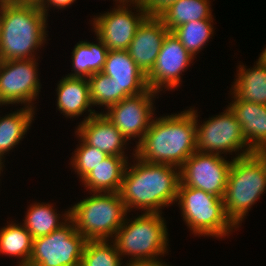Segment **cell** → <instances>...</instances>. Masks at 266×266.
I'll return each mask as SVG.
<instances>
[{"instance_id": "obj_19", "label": "cell", "mask_w": 266, "mask_h": 266, "mask_svg": "<svg viewBox=\"0 0 266 266\" xmlns=\"http://www.w3.org/2000/svg\"><path fill=\"white\" fill-rule=\"evenodd\" d=\"M57 108L60 113L69 118L78 117L88 111V116L93 117L98 114L93 108L90 100L89 82L87 78L62 77L57 88Z\"/></svg>"}, {"instance_id": "obj_8", "label": "cell", "mask_w": 266, "mask_h": 266, "mask_svg": "<svg viewBox=\"0 0 266 266\" xmlns=\"http://www.w3.org/2000/svg\"><path fill=\"white\" fill-rule=\"evenodd\" d=\"M189 110L196 118V151L217 155H232V152H238L236 158L254 153L242 134L240 123L229 107L221 114L208 118L201 125H198L197 110H194V107Z\"/></svg>"}, {"instance_id": "obj_17", "label": "cell", "mask_w": 266, "mask_h": 266, "mask_svg": "<svg viewBox=\"0 0 266 266\" xmlns=\"http://www.w3.org/2000/svg\"><path fill=\"white\" fill-rule=\"evenodd\" d=\"M76 133L88 145L98 148L107 155L127 157L124 155V150L128 140L102 113L82 121Z\"/></svg>"}, {"instance_id": "obj_5", "label": "cell", "mask_w": 266, "mask_h": 266, "mask_svg": "<svg viewBox=\"0 0 266 266\" xmlns=\"http://www.w3.org/2000/svg\"><path fill=\"white\" fill-rule=\"evenodd\" d=\"M127 217L110 240L121 258L129 255V263L153 262L168 253V229L161 213H143L133 220Z\"/></svg>"}, {"instance_id": "obj_34", "label": "cell", "mask_w": 266, "mask_h": 266, "mask_svg": "<svg viewBox=\"0 0 266 266\" xmlns=\"http://www.w3.org/2000/svg\"><path fill=\"white\" fill-rule=\"evenodd\" d=\"M43 0H9L13 4H25V5H36L40 6Z\"/></svg>"}, {"instance_id": "obj_28", "label": "cell", "mask_w": 266, "mask_h": 266, "mask_svg": "<svg viewBox=\"0 0 266 266\" xmlns=\"http://www.w3.org/2000/svg\"><path fill=\"white\" fill-rule=\"evenodd\" d=\"M110 240H87L82 253L81 266H121L122 258ZM124 266V265H122Z\"/></svg>"}, {"instance_id": "obj_23", "label": "cell", "mask_w": 266, "mask_h": 266, "mask_svg": "<svg viewBox=\"0 0 266 266\" xmlns=\"http://www.w3.org/2000/svg\"><path fill=\"white\" fill-rule=\"evenodd\" d=\"M34 113V109L23 106L13 113L0 117V160L2 162L5 159L4 155L24 138L31 127L32 120L34 121Z\"/></svg>"}, {"instance_id": "obj_11", "label": "cell", "mask_w": 266, "mask_h": 266, "mask_svg": "<svg viewBox=\"0 0 266 266\" xmlns=\"http://www.w3.org/2000/svg\"><path fill=\"white\" fill-rule=\"evenodd\" d=\"M232 160L196 151L180 167V184L224 198Z\"/></svg>"}, {"instance_id": "obj_4", "label": "cell", "mask_w": 266, "mask_h": 266, "mask_svg": "<svg viewBox=\"0 0 266 266\" xmlns=\"http://www.w3.org/2000/svg\"><path fill=\"white\" fill-rule=\"evenodd\" d=\"M265 191L266 152L233 157L223 199L226 215L237 228Z\"/></svg>"}, {"instance_id": "obj_22", "label": "cell", "mask_w": 266, "mask_h": 266, "mask_svg": "<svg viewBox=\"0 0 266 266\" xmlns=\"http://www.w3.org/2000/svg\"><path fill=\"white\" fill-rule=\"evenodd\" d=\"M98 43L79 41L72 53V72L66 76L89 78L95 73L102 72L108 55V48L97 37Z\"/></svg>"}, {"instance_id": "obj_3", "label": "cell", "mask_w": 266, "mask_h": 266, "mask_svg": "<svg viewBox=\"0 0 266 266\" xmlns=\"http://www.w3.org/2000/svg\"><path fill=\"white\" fill-rule=\"evenodd\" d=\"M47 19L39 6L2 2L0 60L35 59L47 40Z\"/></svg>"}, {"instance_id": "obj_27", "label": "cell", "mask_w": 266, "mask_h": 266, "mask_svg": "<svg viewBox=\"0 0 266 266\" xmlns=\"http://www.w3.org/2000/svg\"><path fill=\"white\" fill-rule=\"evenodd\" d=\"M213 20L214 18L211 17L205 20L190 21L174 28L171 32L195 58L213 36Z\"/></svg>"}, {"instance_id": "obj_9", "label": "cell", "mask_w": 266, "mask_h": 266, "mask_svg": "<svg viewBox=\"0 0 266 266\" xmlns=\"http://www.w3.org/2000/svg\"><path fill=\"white\" fill-rule=\"evenodd\" d=\"M86 241L68 219L59 229L33 239L27 266H81Z\"/></svg>"}, {"instance_id": "obj_16", "label": "cell", "mask_w": 266, "mask_h": 266, "mask_svg": "<svg viewBox=\"0 0 266 266\" xmlns=\"http://www.w3.org/2000/svg\"><path fill=\"white\" fill-rule=\"evenodd\" d=\"M102 72L113 78L117 84V102L142 94L149 89L146 75L133 61L127 50H108Z\"/></svg>"}, {"instance_id": "obj_15", "label": "cell", "mask_w": 266, "mask_h": 266, "mask_svg": "<svg viewBox=\"0 0 266 266\" xmlns=\"http://www.w3.org/2000/svg\"><path fill=\"white\" fill-rule=\"evenodd\" d=\"M168 32L162 20L156 16H147L137 28L127 51L145 75L154 67Z\"/></svg>"}, {"instance_id": "obj_30", "label": "cell", "mask_w": 266, "mask_h": 266, "mask_svg": "<svg viewBox=\"0 0 266 266\" xmlns=\"http://www.w3.org/2000/svg\"><path fill=\"white\" fill-rule=\"evenodd\" d=\"M92 105L105 106V110L117 103V84L103 72L88 78Z\"/></svg>"}, {"instance_id": "obj_31", "label": "cell", "mask_w": 266, "mask_h": 266, "mask_svg": "<svg viewBox=\"0 0 266 266\" xmlns=\"http://www.w3.org/2000/svg\"><path fill=\"white\" fill-rule=\"evenodd\" d=\"M176 1L178 0H144L141 7L146 12L147 16L158 17Z\"/></svg>"}, {"instance_id": "obj_26", "label": "cell", "mask_w": 266, "mask_h": 266, "mask_svg": "<svg viewBox=\"0 0 266 266\" xmlns=\"http://www.w3.org/2000/svg\"><path fill=\"white\" fill-rule=\"evenodd\" d=\"M0 229V254L19 258L17 266H27L32 254L33 238L23 224L14 221Z\"/></svg>"}, {"instance_id": "obj_2", "label": "cell", "mask_w": 266, "mask_h": 266, "mask_svg": "<svg viewBox=\"0 0 266 266\" xmlns=\"http://www.w3.org/2000/svg\"><path fill=\"white\" fill-rule=\"evenodd\" d=\"M135 152V153H134ZM196 152V118L188 109L154 118L133 155L148 163L180 168Z\"/></svg>"}, {"instance_id": "obj_14", "label": "cell", "mask_w": 266, "mask_h": 266, "mask_svg": "<svg viewBox=\"0 0 266 266\" xmlns=\"http://www.w3.org/2000/svg\"><path fill=\"white\" fill-rule=\"evenodd\" d=\"M194 57L172 33L168 32L152 70L146 75L148 87L157 92L174 90L182 82L181 74Z\"/></svg>"}, {"instance_id": "obj_18", "label": "cell", "mask_w": 266, "mask_h": 266, "mask_svg": "<svg viewBox=\"0 0 266 266\" xmlns=\"http://www.w3.org/2000/svg\"><path fill=\"white\" fill-rule=\"evenodd\" d=\"M228 106L240 123L242 134L254 152H266V105L243 101L231 93Z\"/></svg>"}, {"instance_id": "obj_24", "label": "cell", "mask_w": 266, "mask_h": 266, "mask_svg": "<svg viewBox=\"0 0 266 266\" xmlns=\"http://www.w3.org/2000/svg\"><path fill=\"white\" fill-rule=\"evenodd\" d=\"M210 2V0H178L158 17L171 32L174 28L187 22L213 17Z\"/></svg>"}, {"instance_id": "obj_29", "label": "cell", "mask_w": 266, "mask_h": 266, "mask_svg": "<svg viewBox=\"0 0 266 266\" xmlns=\"http://www.w3.org/2000/svg\"><path fill=\"white\" fill-rule=\"evenodd\" d=\"M75 134L80 138L81 143L77 145L78 148L75 149L70 164L82 181L108 155L98 148L88 145L76 132Z\"/></svg>"}, {"instance_id": "obj_7", "label": "cell", "mask_w": 266, "mask_h": 266, "mask_svg": "<svg viewBox=\"0 0 266 266\" xmlns=\"http://www.w3.org/2000/svg\"><path fill=\"white\" fill-rule=\"evenodd\" d=\"M176 203L183 221L195 236L222 238L237 228L226 215L223 198L179 184Z\"/></svg>"}, {"instance_id": "obj_12", "label": "cell", "mask_w": 266, "mask_h": 266, "mask_svg": "<svg viewBox=\"0 0 266 266\" xmlns=\"http://www.w3.org/2000/svg\"><path fill=\"white\" fill-rule=\"evenodd\" d=\"M158 93L150 88L142 94L124 98L111 105L107 111L100 112L123 134L127 140L137 139L141 142L153 120V107Z\"/></svg>"}, {"instance_id": "obj_6", "label": "cell", "mask_w": 266, "mask_h": 266, "mask_svg": "<svg viewBox=\"0 0 266 266\" xmlns=\"http://www.w3.org/2000/svg\"><path fill=\"white\" fill-rule=\"evenodd\" d=\"M91 195L70 207L69 219L86 240H113L128 213L124 202L119 192Z\"/></svg>"}, {"instance_id": "obj_36", "label": "cell", "mask_w": 266, "mask_h": 266, "mask_svg": "<svg viewBox=\"0 0 266 266\" xmlns=\"http://www.w3.org/2000/svg\"><path fill=\"white\" fill-rule=\"evenodd\" d=\"M259 60L266 66V48L260 54Z\"/></svg>"}, {"instance_id": "obj_38", "label": "cell", "mask_w": 266, "mask_h": 266, "mask_svg": "<svg viewBox=\"0 0 266 266\" xmlns=\"http://www.w3.org/2000/svg\"><path fill=\"white\" fill-rule=\"evenodd\" d=\"M4 162H2L1 160H0V167H4V164H3Z\"/></svg>"}, {"instance_id": "obj_25", "label": "cell", "mask_w": 266, "mask_h": 266, "mask_svg": "<svg viewBox=\"0 0 266 266\" xmlns=\"http://www.w3.org/2000/svg\"><path fill=\"white\" fill-rule=\"evenodd\" d=\"M52 204L49 203H32L27 210L25 219L23 220L24 227L31 234L33 239L46 236L51 232L59 229L69 219V210L66 213L57 214ZM63 219L61 220L60 218ZM63 222H61V221Z\"/></svg>"}, {"instance_id": "obj_21", "label": "cell", "mask_w": 266, "mask_h": 266, "mask_svg": "<svg viewBox=\"0 0 266 266\" xmlns=\"http://www.w3.org/2000/svg\"><path fill=\"white\" fill-rule=\"evenodd\" d=\"M231 88L243 101L266 105V66L258 59L253 68L239 65Z\"/></svg>"}, {"instance_id": "obj_32", "label": "cell", "mask_w": 266, "mask_h": 266, "mask_svg": "<svg viewBox=\"0 0 266 266\" xmlns=\"http://www.w3.org/2000/svg\"><path fill=\"white\" fill-rule=\"evenodd\" d=\"M76 0H43L40 4V10L48 16V10L52 7H57L58 9H63L74 3ZM48 8V9H47Z\"/></svg>"}, {"instance_id": "obj_35", "label": "cell", "mask_w": 266, "mask_h": 266, "mask_svg": "<svg viewBox=\"0 0 266 266\" xmlns=\"http://www.w3.org/2000/svg\"><path fill=\"white\" fill-rule=\"evenodd\" d=\"M118 5H128L133 7L134 5L142 6L144 0H114ZM132 5V6H131Z\"/></svg>"}, {"instance_id": "obj_37", "label": "cell", "mask_w": 266, "mask_h": 266, "mask_svg": "<svg viewBox=\"0 0 266 266\" xmlns=\"http://www.w3.org/2000/svg\"><path fill=\"white\" fill-rule=\"evenodd\" d=\"M1 17H2V2H0V25H1Z\"/></svg>"}, {"instance_id": "obj_1", "label": "cell", "mask_w": 266, "mask_h": 266, "mask_svg": "<svg viewBox=\"0 0 266 266\" xmlns=\"http://www.w3.org/2000/svg\"><path fill=\"white\" fill-rule=\"evenodd\" d=\"M133 157L136 163L129 166L127 162L119 191L127 212L141 209L143 213L162 214V207L177 201L180 168Z\"/></svg>"}, {"instance_id": "obj_20", "label": "cell", "mask_w": 266, "mask_h": 266, "mask_svg": "<svg viewBox=\"0 0 266 266\" xmlns=\"http://www.w3.org/2000/svg\"><path fill=\"white\" fill-rule=\"evenodd\" d=\"M128 157L108 155L81 182L90 194L93 192H119Z\"/></svg>"}, {"instance_id": "obj_33", "label": "cell", "mask_w": 266, "mask_h": 266, "mask_svg": "<svg viewBox=\"0 0 266 266\" xmlns=\"http://www.w3.org/2000/svg\"><path fill=\"white\" fill-rule=\"evenodd\" d=\"M125 266H169L167 263L160 261H153V262H133V263H126Z\"/></svg>"}, {"instance_id": "obj_39", "label": "cell", "mask_w": 266, "mask_h": 266, "mask_svg": "<svg viewBox=\"0 0 266 266\" xmlns=\"http://www.w3.org/2000/svg\"><path fill=\"white\" fill-rule=\"evenodd\" d=\"M0 2H9V0H0Z\"/></svg>"}, {"instance_id": "obj_13", "label": "cell", "mask_w": 266, "mask_h": 266, "mask_svg": "<svg viewBox=\"0 0 266 266\" xmlns=\"http://www.w3.org/2000/svg\"><path fill=\"white\" fill-rule=\"evenodd\" d=\"M134 8L138 13L132 12L129 5H117L110 12L92 18L93 32L108 50L125 51L129 48L137 28L147 17L141 6L135 5Z\"/></svg>"}, {"instance_id": "obj_10", "label": "cell", "mask_w": 266, "mask_h": 266, "mask_svg": "<svg viewBox=\"0 0 266 266\" xmlns=\"http://www.w3.org/2000/svg\"><path fill=\"white\" fill-rule=\"evenodd\" d=\"M38 58L22 60H0V104H22L36 108L32 101L41 89L38 78ZM34 106V107H33Z\"/></svg>"}]
</instances>
